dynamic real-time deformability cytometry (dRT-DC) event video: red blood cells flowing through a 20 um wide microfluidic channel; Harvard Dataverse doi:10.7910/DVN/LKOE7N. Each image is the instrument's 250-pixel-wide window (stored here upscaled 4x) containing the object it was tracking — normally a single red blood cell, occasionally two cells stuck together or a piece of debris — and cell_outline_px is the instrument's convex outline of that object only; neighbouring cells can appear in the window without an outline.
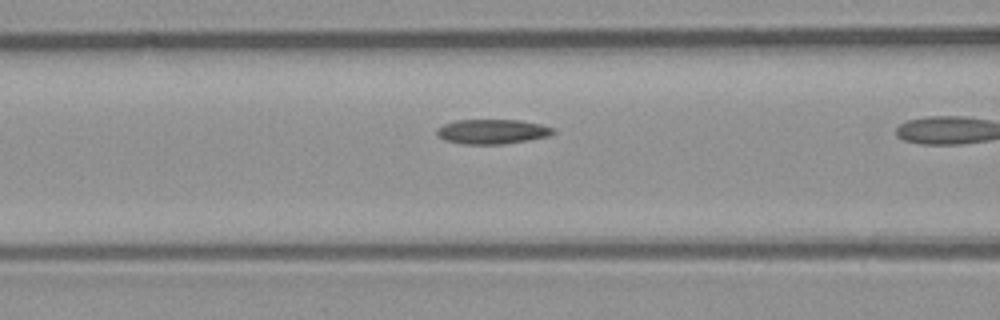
{"species": "common noctule bat (a hibernating species)", "species_latin": "Nyctalus noctula", "temperature_condition": "room temperature", "stored_images_in_passage": 18, "camera_frame_rate_fps": 3000, "um_per_image_px": 0.085, "animal": {"sex": "male", "body_mass_g": 23.1, "forearm_length_mm": 52.7}, "frame": {"image": 1, "passage_image": 16, "time_ms": 5.0, "image_size_px": [1000, 320], "cell_outline_px": [[556, 132], [548, 136], [528, 140], [504, 144], [464, 144], [444, 140], [436, 132], [436, 128], [444, 124], [456, 120], [520, 120], [540, 124], [552, 128]], "centroid_in_image_um": [41.83, 11.18], "position_along_channel_um": 124.8, "area_um2": 16.65}}